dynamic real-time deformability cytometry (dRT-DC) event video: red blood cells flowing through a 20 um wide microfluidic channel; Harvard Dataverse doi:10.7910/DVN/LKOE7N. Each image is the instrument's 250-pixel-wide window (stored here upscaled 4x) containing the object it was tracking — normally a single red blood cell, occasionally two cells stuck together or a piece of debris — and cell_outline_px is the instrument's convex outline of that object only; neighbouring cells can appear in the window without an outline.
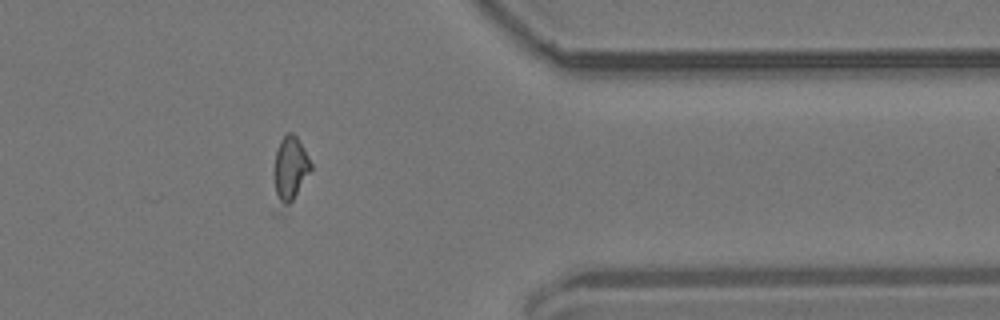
{"species": "common noctule bat (a hibernating species)", "species_latin": "Nyctalus noctula", "temperature_condition": "room temperature", "stored_images_in_passage": 11, "camera_frame_rate_fps": 3000, "um_per_image_px": 0.085, "animal": {"sex": "male", "body_mass_g": 19.2, "forearm_length_mm": 51.8}, "frame": {"image": 1, "passage_image": 9, "time_ms": 2.667, "image_size_px": [1000, 320], "cell_outline_px": [[312, 168], [284, 216], [276, 216], [272, 212], [276, 152], [280, 140], [288, 132], [292, 132], [296, 136], [312, 164]], "centroid_in_image_um": [24.56, 14.69], "position_along_channel_um": 386.8, "area_um2": 15.14}}